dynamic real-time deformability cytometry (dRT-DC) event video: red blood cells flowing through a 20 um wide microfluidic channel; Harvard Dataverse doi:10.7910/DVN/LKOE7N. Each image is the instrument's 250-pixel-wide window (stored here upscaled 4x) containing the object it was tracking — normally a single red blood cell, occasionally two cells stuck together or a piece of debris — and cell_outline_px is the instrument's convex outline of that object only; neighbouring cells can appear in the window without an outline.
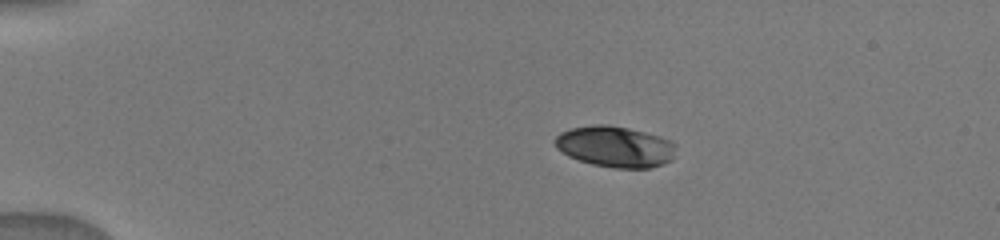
{"species": "human", "species_latin": "Homo sapiens", "temperature_condition": "warm", "stored_images_in_passage": 58, "camera_frame_rate_fps": 3000, "um_per_image_px": 0.085, "donor": {"sex": "male"}, "frame": {"image": 1, "passage_image": 1, "time_ms": 0.0, "image_size_px": [1000, 240], "cell_outline_px": [[676, 144], [672, 160], [664, 164], [652, 168], [612, 168], [592, 164], [568, 156], [556, 148], [556, 136], [560, 132], [572, 128], [596, 124], [608, 124], [628, 128], [660, 136]], "centroid_in_image_um": [52.3, 12.47], "position_along_channel_um": 32.7, "area_um2": 28.96}}
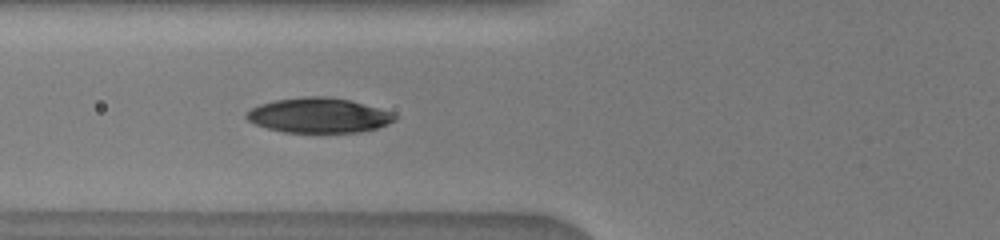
{"frame": {"image": 2, "passage_image": 12, "time_ms": 3.333, "image_size_px": [1000, 240], "cell_outline_px": [[396, 120], [388, 124], [376, 128], [360, 132], [284, 132], [268, 128], [256, 124], [248, 120], [244, 116], [252, 108], [260, 104], [276, 100], [304, 96], [328, 96], [352, 100], [380, 108], [392, 112], [396, 116]], "centroid_in_image_um": [27.13, 9.79], "position_along_channel_um": 98.7, "area_um2": 30.17}}
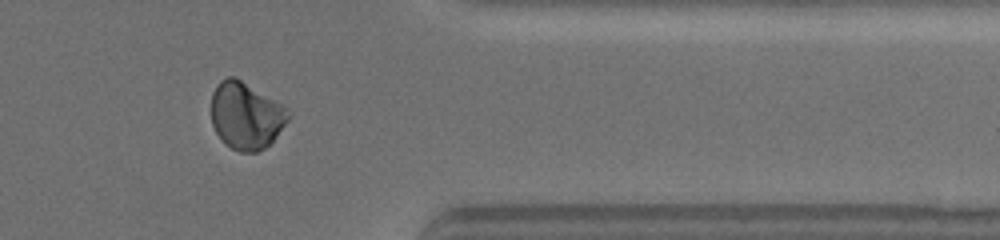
{"frame": {"image": 3, "passage_image": 47, "time_ms": 10.667, "image_size_px": [1000, 240], "cell_outline_px": [[292, 116], [276, 136], [264, 148], [256, 152], [240, 152], [232, 148], [216, 132], [212, 124], [212, 92], [220, 80], [228, 76], [236, 76], [288, 108], [292, 112]], "centroid_in_image_um": [20.93, 9.79], "position_along_channel_um": 390.5, "area_um2": 30.06}}